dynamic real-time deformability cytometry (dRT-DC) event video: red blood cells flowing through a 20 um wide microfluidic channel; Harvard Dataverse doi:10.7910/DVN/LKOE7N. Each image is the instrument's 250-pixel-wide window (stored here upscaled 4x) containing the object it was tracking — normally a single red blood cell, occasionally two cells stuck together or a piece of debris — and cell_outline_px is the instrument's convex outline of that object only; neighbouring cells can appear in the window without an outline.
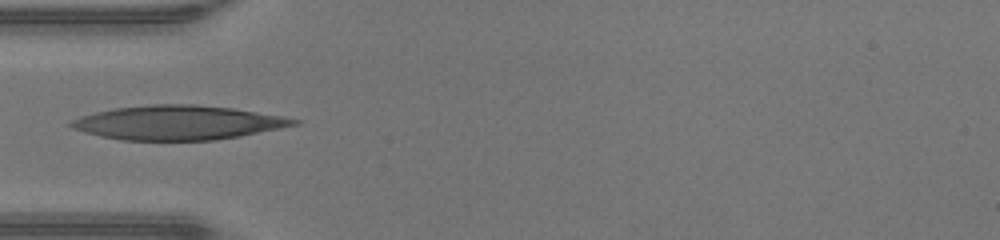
{"species": "human", "species_latin": "Homo sapiens", "temperature_condition": "warm", "stored_images_in_passage": 33, "camera_frame_rate_fps": 3000, "um_per_image_px": 0.085, "donor": {"sex": "male"}, "frame": {"image": 1, "passage_image": 1, "time_ms": 0.0, "image_size_px": [1000, 240], "cell_outline_px": [[300, 124], [240, 136], [216, 140], [124, 140], [100, 136], [84, 132], [72, 128], [68, 124], [72, 120], [80, 116], [112, 108], [152, 104], [196, 104], [232, 108], [280, 116], [300, 120]], "centroid_in_image_um": [15.1, 10.42], "position_along_channel_um": 69.9, "area_um2": 44.27}}
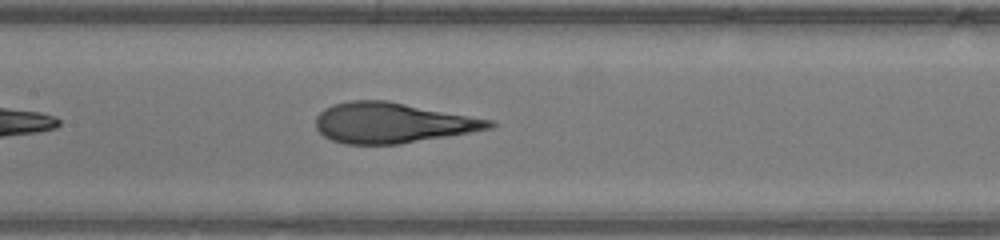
{"frame": {"image": 2, "passage_image": 8, "time_ms": 2.333, "image_size_px": [1000, 240], "cell_outline_px": [[496, 124], [492, 128], [400, 144], [344, 144], [332, 140], [324, 136], [316, 128], [316, 116], [324, 108], [332, 104], [348, 100], [388, 100], [496, 120]], "centroid_in_image_um": [33.35, 10.42], "position_along_channel_um": 174.0, "area_um2": 41.1}}
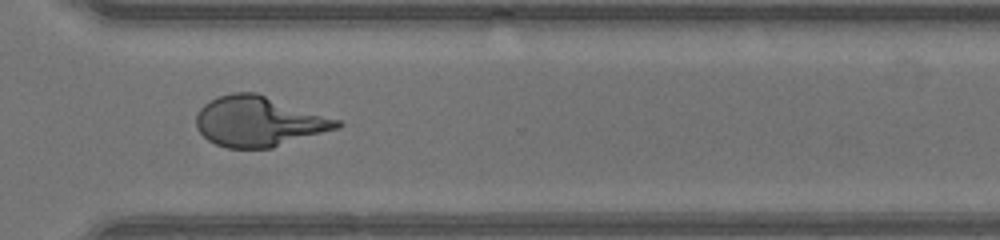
{"frame": {"image": 3, "passage_image": 20, "time_ms": 6.333, "image_size_px": [1000, 240], "cell_outline_px": [[344, 124], [340, 128], [272, 148], [228, 148], [216, 144], [208, 140], [196, 128], [196, 116], [200, 108], [204, 104], [220, 96], [232, 92], [256, 92], [340, 120]], "centroid_in_image_um": [22.01, 10.33], "position_along_channel_um": 348.6, "area_um2": 41.15}}